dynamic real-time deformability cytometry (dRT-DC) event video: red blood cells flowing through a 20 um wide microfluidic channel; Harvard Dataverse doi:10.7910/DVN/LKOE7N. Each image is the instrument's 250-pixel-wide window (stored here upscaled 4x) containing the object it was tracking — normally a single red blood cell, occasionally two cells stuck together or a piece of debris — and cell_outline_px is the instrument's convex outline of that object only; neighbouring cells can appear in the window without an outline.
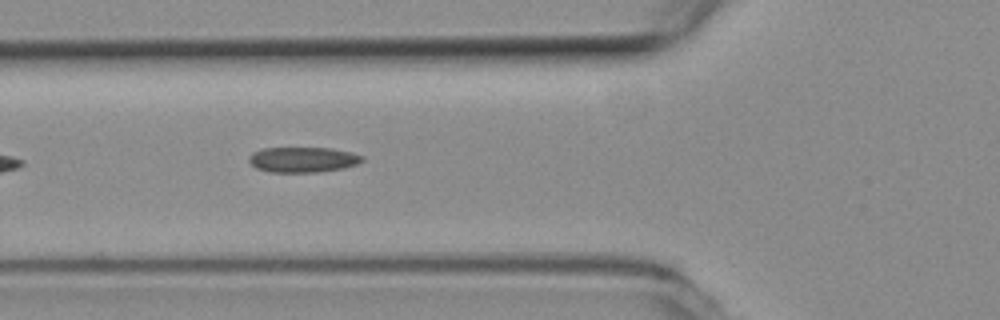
{"species": "common noctule bat (a hibernating species)", "species_latin": "Nyctalus noctula", "temperature_condition": "room temperature", "stored_images_in_passage": 3, "camera_frame_rate_fps": 3000, "um_per_image_px": 0.085, "animal": {"sex": "female", "body_mass_g": 19.3, "forearm_length_mm": 54.1}, "frame": {"image": 1, "passage_image": 3, "time_ms": 0.667, "image_size_px": [1000, 320], "cell_outline_px": [[364, 160], [356, 164], [344, 168], [320, 172], [272, 172], [256, 168], [248, 160], [248, 156], [252, 152], [260, 148], [332, 148], [352, 152], [364, 156]], "centroid_in_image_um": [25.75, 13.56], "position_along_channel_um": 100.1, "area_um2": 16.88}}